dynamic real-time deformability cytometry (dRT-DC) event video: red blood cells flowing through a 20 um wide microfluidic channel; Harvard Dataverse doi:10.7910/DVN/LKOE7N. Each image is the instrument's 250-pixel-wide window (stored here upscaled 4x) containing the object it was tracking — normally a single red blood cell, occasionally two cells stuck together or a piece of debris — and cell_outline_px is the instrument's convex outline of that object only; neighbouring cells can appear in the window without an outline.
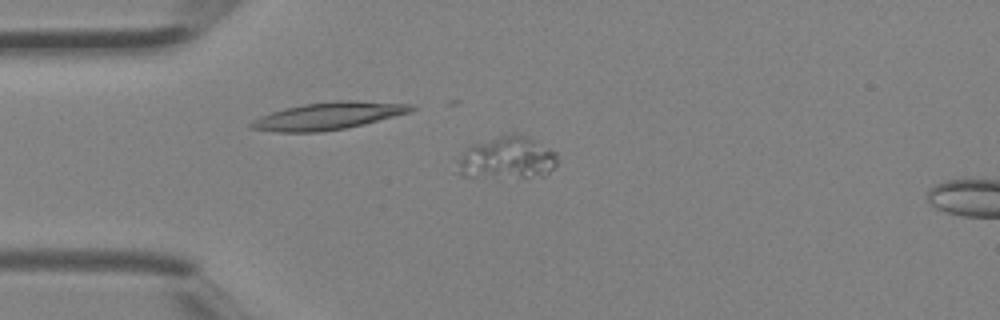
{"species": "Egyptian fruit bat (a non-hibernating species)", "species_latin": "Rousettus aegyptiacus", "temperature_condition": "room temperature", "stored_images_in_passage": 2, "camera_frame_rate_fps": 3000, "um_per_image_px": 0.085, "animal": {"sex": "female"}, "frame": {"image": 1, "passage_image": 1, "time_ms": 0.0, "image_size_px": [1000, 320], "cell_outline_px": [[556, 164], [548, 176], [464, 176], [456, 172], [456, 160], [464, 148], [468, 144], [512, 132], [520, 132], [528, 136], [556, 152]], "centroid_in_image_um": [43.05, 13.37], "position_along_channel_um": 42.0, "area_um2": 25.2}}